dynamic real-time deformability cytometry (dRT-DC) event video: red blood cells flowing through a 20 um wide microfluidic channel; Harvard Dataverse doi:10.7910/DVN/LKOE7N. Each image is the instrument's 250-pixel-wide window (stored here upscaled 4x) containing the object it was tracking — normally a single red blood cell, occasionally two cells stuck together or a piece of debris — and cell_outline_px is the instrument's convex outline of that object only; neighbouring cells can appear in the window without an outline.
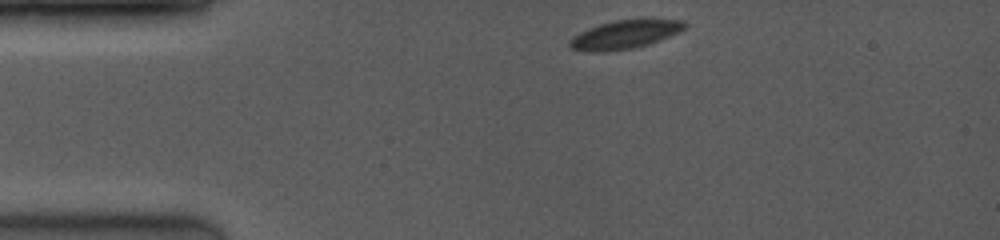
{"species": "common noctule bat (a hibernating species)", "species_latin": "Nyctalus noctula", "temperature_condition": "room temperature", "stored_images_in_passage": 72, "camera_frame_rate_fps": 4000, "um_per_image_px": 0.085, "animal": {"sex": "female", "body_mass_g": 19.0, "forearm_length_mm": 53.3}, "frame": {"image": 1, "passage_image": 1, "time_ms": 0.0, "image_size_px": [1000, 240], "cell_outline_px": [[688, 24], [680, 32], [660, 40], [648, 44], [632, 48], [600, 52], [596, 52], [568, 48], [568, 40], [572, 36], [588, 28], [600, 24], [616, 20], [644, 16], [684, 20]], "centroid_in_image_um": [53.18, 2.87], "position_along_channel_um": 31.8, "area_um2": 19.88}}
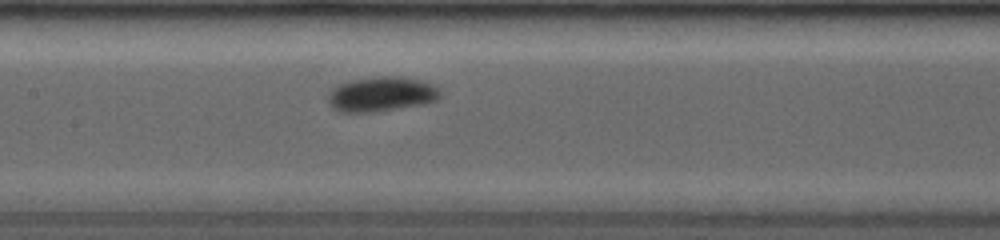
{"frame": {"image": 2, "passage_image": 30, "time_ms": 4.75, "image_size_px": [1000, 240], "cell_outline_px": [[440, 96], [436, 100], [424, 104], [372, 112], [336, 112], [332, 108], [328, 100], [328, 96], [336, 88], [344, 84], [360, 80], [388, 76], [412, 80], [428, 84], [436, 88], [440, 92]], "centroid_in_image_um": [32.4, 8.06], "position_along_channel_um": 175.0, "area_um2": 21.44}}
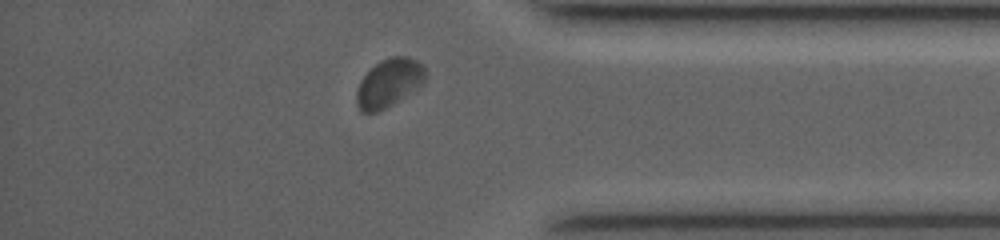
{"frame": {"image": 3, "passage_image": 65, "time_ms": 10.5, "image_size_px": [1000, 240], "cell_outline_px": [[424, 80], [416, 88], [392, 104], [376, 112], [360, 112], [356, 104], [356, 92], [364, 76], [380, 60], [392, 56], [404, 56], [416, 60], [424, 68]], "centroid_in_image_um": [33.02, 7.05], "position_along_channel_um": 402.2, "area_um2": 18.73}, "authors_computed_cell_mechanics": {"area_um2": 20.0566, "velocity_mm_per_s": 4.0342, "shape_relaxation_time_tau1_ms": 1.9792, "shape_relaxation_time_tau2_ms": null, "deformation_change_tau1": 0.0619, "deformation_change_tau2": null}}